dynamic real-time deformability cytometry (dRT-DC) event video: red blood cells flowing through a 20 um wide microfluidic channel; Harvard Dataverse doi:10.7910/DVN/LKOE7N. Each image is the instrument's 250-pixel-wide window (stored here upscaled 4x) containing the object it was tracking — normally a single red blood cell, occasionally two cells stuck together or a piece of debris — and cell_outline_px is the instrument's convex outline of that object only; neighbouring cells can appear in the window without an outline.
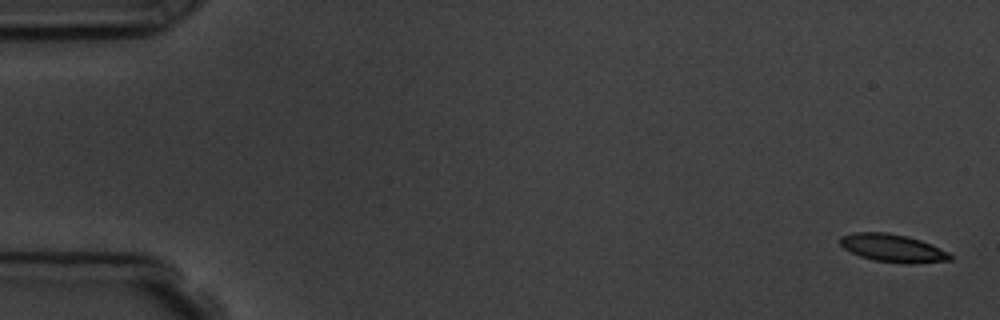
{"species": "common noctule bat (a hibernating species)", "species_latin": "Nyctalus noctula", "temperature_condition": "room temperature", "stored_images_in_passage": 5, "segment_of_instrument_passage": [1, 2], "camera_frame_rate_fps": 3000, "um_per_image_px": 0.085, "animal": {"sex": "male", "body_mass_g": 19.5, "forearm_length_mm": 54.6}, "frame": {"image": 1, "passage_image": 1, "time_ms": 0.0, "image_size_px": [1000, 320], "cell_outline_px": [[952, 260], [912, 264], [904, 264], [872, 260], [860, 256], [844, 248], [840, 244], [840, 236], [852, 232], [888, 232], [908, 236], [932, 244], [948, 252], [952, 256]], "centroid_in_image_um": [75.89, 21.09], "position_along_channel_um": 9.1, "area_um2": 18.09}}
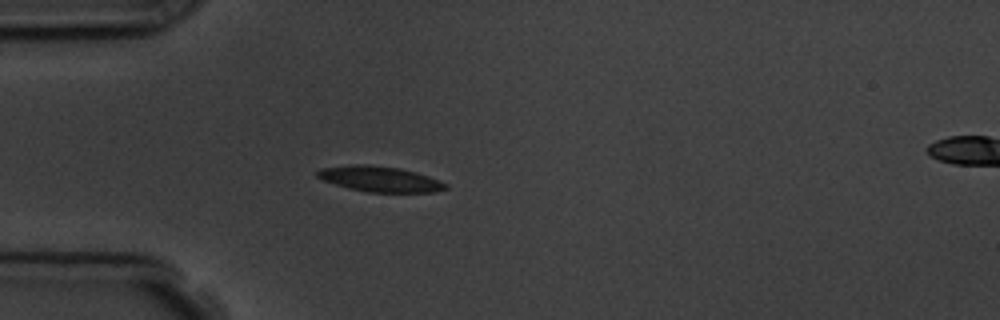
{"frame": {"image": 2, "passage_image": 4, "time_ms": 4.667, "image_size_px": [1000, 320], "cell_outline_px": [[448, 188], [436, 192], [368, 192], [348, 188], [324, 180], [316, 176], [316, 172], [320, 168], [352, 164], [368, 164], [400, 168], [416, 172], [428, 176], [448, 184]], "centroid_in_image_um": [32.29, 15.21], "position_along_channel_um": 52.7, "area_um2": 19.07}}